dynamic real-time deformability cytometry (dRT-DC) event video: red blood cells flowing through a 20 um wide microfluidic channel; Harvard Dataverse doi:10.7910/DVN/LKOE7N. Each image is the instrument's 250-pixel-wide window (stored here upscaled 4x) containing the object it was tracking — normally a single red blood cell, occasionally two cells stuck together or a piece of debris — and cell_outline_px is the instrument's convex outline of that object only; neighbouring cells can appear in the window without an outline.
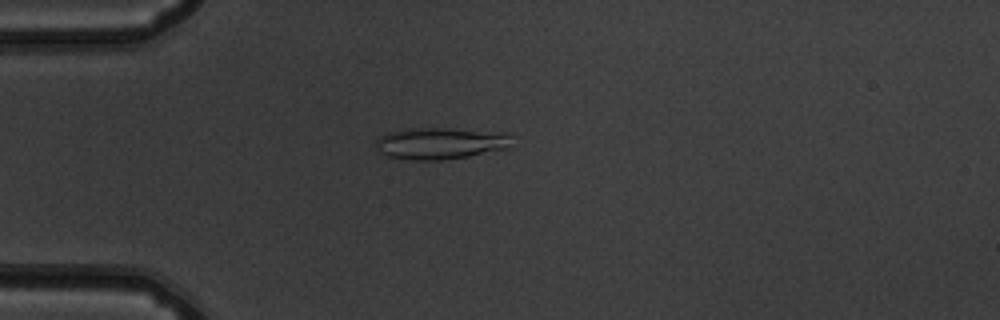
{"species": "common noctule bat (a hibernating species)", "species_latin": "Nyctalus noctula", "temperature_condition": "warm", "stored_images_in_passage": 52, "camera_frame_rate_fps": 3000, "um_per_image_px": 0.085, "animal": {"sex": "male", "body_mass_g": 19.5, "forearm_length_mm": 54.6}, "frame": {"image": 1, "passage_image": 14, "time_ms": 4.333, "image_size_px": [1000, 320], "cell_outline_px": [[512, 136], [508, 148], [468, 156], [444, 160], [416, 160], [388, 156], [376, 152], [376, 140], [380, 136], [388, 132], [412, 128], [440, 128], [512, 132]], "centroid_in_image_um": [37.45, 12.17], "position_along_channel_um": 47.6, "area_um2": 25.32}}
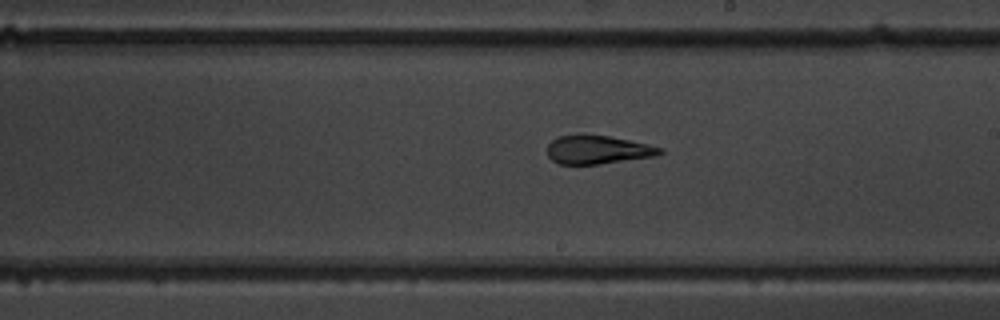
{"frame": {"image": 2, "passage_image": 30, "time_ms": 9.667, "image_size_px": [1000, 320], "cell_outline_px": [[664, 152], [656, 156], [600, 164], [560, 164], [552, 160], [548, 156], [548, 144], [552, 140], [560, 136], [580, 132], [608, 136], [648, 144], [664, 148]], "centroid_in_image_um": [50.8, 12.7], "position_along_channel_um": 238.2, "area_um2": 19.07}}
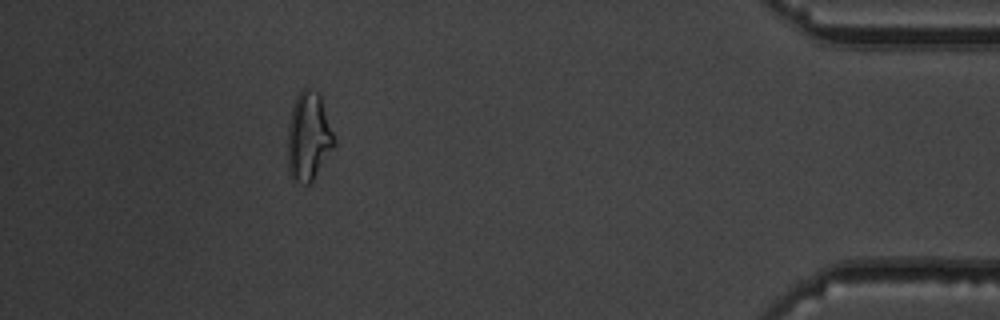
{"frame": {"image": 3, "passage_image": 47, "time_ms": 15.333, "image_size_px": [1000, 320], "cell_outline_px": [[336, 144], [312, 180], [308, 184], [304, 184], [292, 180], [288, 172], [288, 124], [292, 104], [300, 88], [312, 88], [320, 92], [336, 140]], "centroid_in_image_um": [26.22, 11.55], "position_along_channel_um": 409.0, "area_um2": 24.45}, "authors_computed_cell_mechanics": {"area_um2": 21.0392, "velocity_mm_per_s": 3.9043, "shape_relaxation_time_tau1_ms": null, "shape_relaxation_time_tau2_ms": 1.8055, "deformation_change_tau1": null, "deformation_change_tau2": 0.114}}